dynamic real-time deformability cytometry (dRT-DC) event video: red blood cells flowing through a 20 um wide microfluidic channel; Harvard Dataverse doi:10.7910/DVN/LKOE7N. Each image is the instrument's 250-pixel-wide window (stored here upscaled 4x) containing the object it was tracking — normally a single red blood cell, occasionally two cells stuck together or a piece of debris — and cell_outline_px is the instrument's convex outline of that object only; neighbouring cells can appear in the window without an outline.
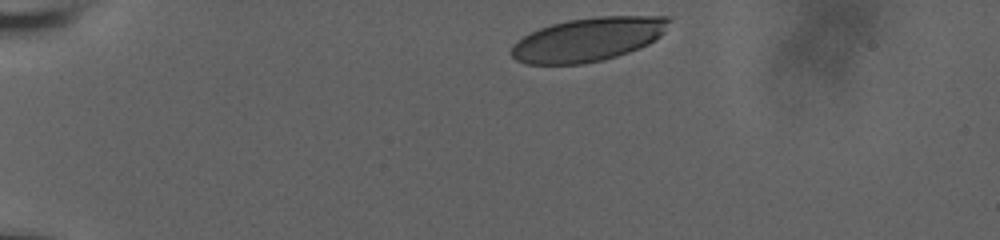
{"species": "human", "species_latin": "Homo sapiens", "temperature_condition": "room temperature", "stored_images_in_passage": 10, "camera_frame_rate_fps": 3000, "um_per_image_px": 0.085, "donor": {"sex": "male"}, "frame": {"image": 1, "passage_image": 1, "time_ms": 0.0, "image_size_px": [1000, 240], "cell_outline_px": [[672, 20], [664, 32], [660, 36], [648, 44], [628, 52], [604, 60], [584, 64], [528, 64], [516, 60], [512, 56], [512, 48], [524, 36], [540, 28], [552, 24], [568, 20], [596, 16], [672, 16]], "centroid_in_image_um": [50.05, 3.34], "position_along_channel_um": 35.0, "area_um2": 39.94}}
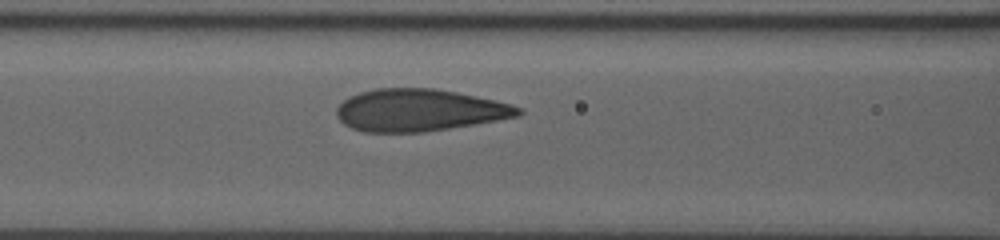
{"frame": {"image": 2, "passage_image": 7, "time_ms": 2.0, "image_size_px": [1000, 240], "cell_outline_px": [[524, 112], [520, 116], [424, 132], [364, 132], [352, 128], [344, 124], [336, 116], [336, 108], [344, 100], [360, 92], [376, 88], [436, 88], [496, 100], [512, 104], [524, 108]], "centroid_in_image_um": [35.65, 9.36], "position_along_channel_um": 130.9, "area_um2": 44.62}}
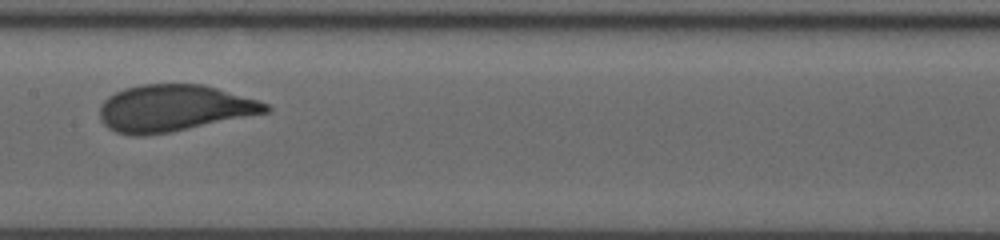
{"frame": {"image": 3, "passage_image": 9, "time_ms": 2.667, "image_size_px": [1000, 240], "cell_outline_px": [[272, 108], [268, 112], [172, 132], [144, 136], [128, 136], [116, 132], [108, 128], [100, 120], [100, 104], [108, 96], [124, 88], [140, 84], [204, 84], [256, 100], [268, 104]], "centroid_in_image_um": [14.73, 9.2], "position_along_channel_um": 192.7, "area_um2": 45.26}}